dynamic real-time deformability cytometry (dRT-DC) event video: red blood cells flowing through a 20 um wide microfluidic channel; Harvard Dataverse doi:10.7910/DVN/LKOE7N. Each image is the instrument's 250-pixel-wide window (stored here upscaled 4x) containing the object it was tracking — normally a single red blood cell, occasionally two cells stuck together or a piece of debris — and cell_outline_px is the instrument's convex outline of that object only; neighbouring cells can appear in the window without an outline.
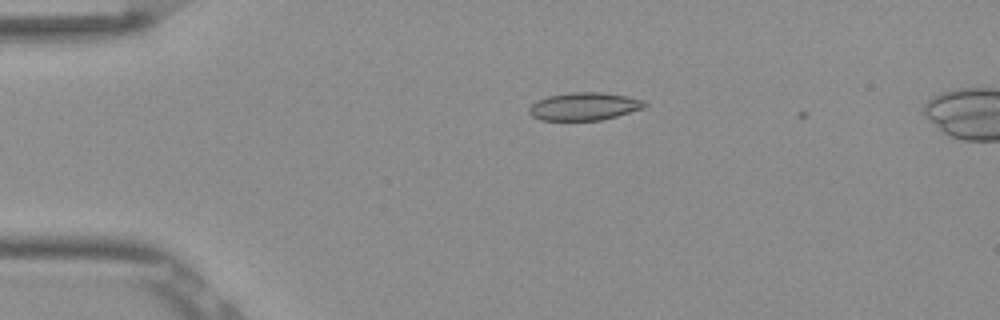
{"species": "Egyptian fruit bat (a non-hibernating species)", "species_latin": "Rousettus aegyptiacus", "temperature_condition": "room temperature", "stored_images_in_passage": 3, "camera_frame_rate_fps": 3000, "um_per_image_px": 0.085, "frame": {"image": 1, "passage_image": 2, "time_ms": 0.333, "image_size_px": [1000, 320], "cell_outline_px": [[648, 104], [644, 108], [616, 116], [600, 120], [540, 120], [532, 116], [528, 112], [528, 108], [532, 104], [548, 96], [572, 92], [604, 92], [628, 96], [644, 100]], "centroid_in_image_um": [49.68, 9.04], "position_along_channel_um": 35.3, "area_um2": 18.73}}